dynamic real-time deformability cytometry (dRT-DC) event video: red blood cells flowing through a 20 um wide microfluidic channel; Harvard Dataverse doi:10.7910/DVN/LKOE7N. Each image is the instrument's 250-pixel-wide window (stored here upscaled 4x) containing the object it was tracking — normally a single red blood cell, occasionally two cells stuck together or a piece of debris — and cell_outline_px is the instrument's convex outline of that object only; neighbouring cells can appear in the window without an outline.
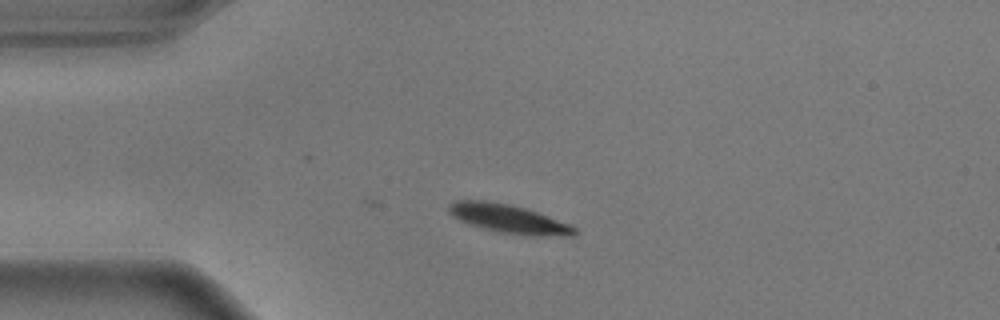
{"species": "common noctule bat (a hibernating species)", "species_latin": "Nyctalus noctula", "temperature_condition": "warm", "stored_images_in_passage": 43, "camera_frame_rate_fps": 3000, "um_per_image_px": 0.085, "animal": {"sex": "male", "body_mass_g": 17.9}, "frame": {"image": 1, "passage_image": 1, "time_ms": 0.0, "image_size_px": [1000, 320], "cell_outline_px": [[580, 232], [576, 236], [536, 236], [500, 232], [468, 224], [452, 216], [448, 212], [448, 204], [456, 200], [484, 200], [508, 204], [524, 208], [536, 212], [568, 224], [576, 228]], "centroid_in_image_um": [43.23, 18.6], "position_along_channel_um": 41.8, "area_um2": 20.87}}
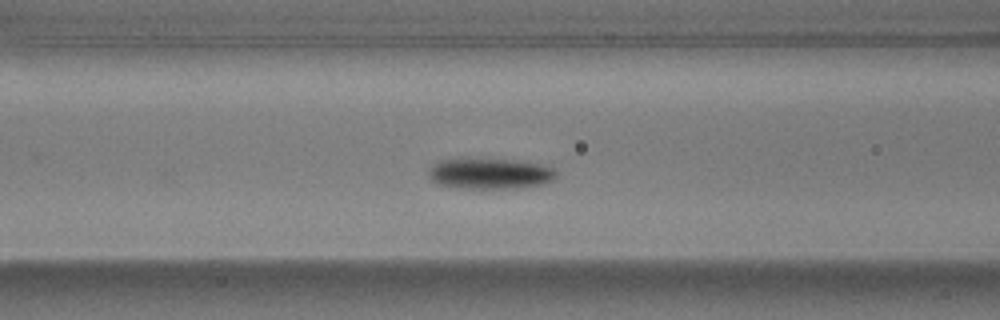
{"frame": {"image": 2, "passage_image": 10, "time_ms": 3.0, "image_size_px": [1000, 320], "cell_outline_px": [[556, 176], [552, 180], [544, 184], [528, 188], [460, 188], [436, 184], [428, 176], [428, 168], [436, 160], [464, 156], [468, 156], [512, 160], [544, 164], [552, 168], [556, 172]], "centroid_in_image_um": [41.57, 14.72], "position_along_channel_um": 125.0, "area_um2": 24.04}}
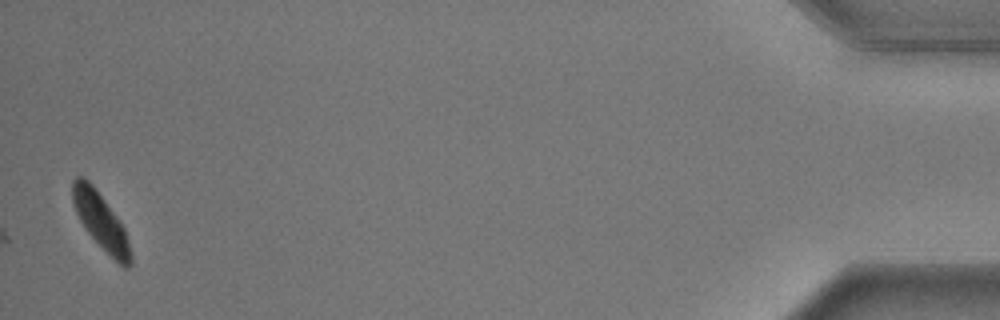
{"frame": {"image": 3, "passage_image": 43, "time_ms": 14.0, "image_size_px": [1000, 320], "cell_outline_px": [[132, 264], [128, 268], [124, 268], [84, 228], [76, 212], [72, 200], [72, 180], [76, 176], [84, 176], [92, 184], [116, 216], [124, 228], [132, 256]], "centroid_in_image_um": [8.55, 18.76], "position_along_channel_um": 426.6, "area_um2": 18.55}, "authors_computed_cell_mechanics": {"area_um2": 22.3108, "velocity_mm_per_s": 3.5587, "shape_relaxation_time_tau1_ms": 2.999, "shape_relaxation_time_tau2_ms": null, "deformation_change_tau1": 0.1705, "deformation_change_tau2": null}}